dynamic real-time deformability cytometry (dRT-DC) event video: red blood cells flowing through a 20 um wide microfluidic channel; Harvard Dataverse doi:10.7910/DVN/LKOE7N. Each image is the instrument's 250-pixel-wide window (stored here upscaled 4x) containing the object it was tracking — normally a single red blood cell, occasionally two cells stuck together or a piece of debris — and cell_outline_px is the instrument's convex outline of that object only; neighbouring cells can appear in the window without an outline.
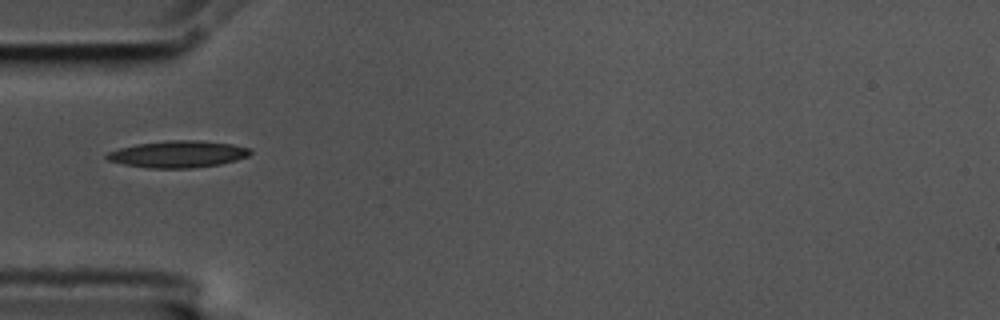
{"species": "common noctule bat (a hibernating species)", "species_latin": "Nyctalus noctula", "temperature_condition": "cold", "stored_images_in_passage": 40, "camera_frame_rate_fps": 3000, "um_per_image_px": 0.085, "animal": {"sex": "male", "body_mass_g": 17.5, "forearm_length_mm": 52.3}, "frame": {"image": 1, "passage_image": 1, "time_ms": 0.0, "image_size_px": [1000, 320], "cell_outline_px": [[252, 152], [248, 156], [236, 160], [220, 164], [192, 168], [148, 168], [124, 164], [108, 160], [104, 156], [108, 152], [120, 148], [136, 144], [168, 140], [196, 140], [232, 144], [252, 148]], "centroid_in_image_um": [15.14, 13.1], "position_along_channel_um": 69.9, "area_um2": 22.43}}
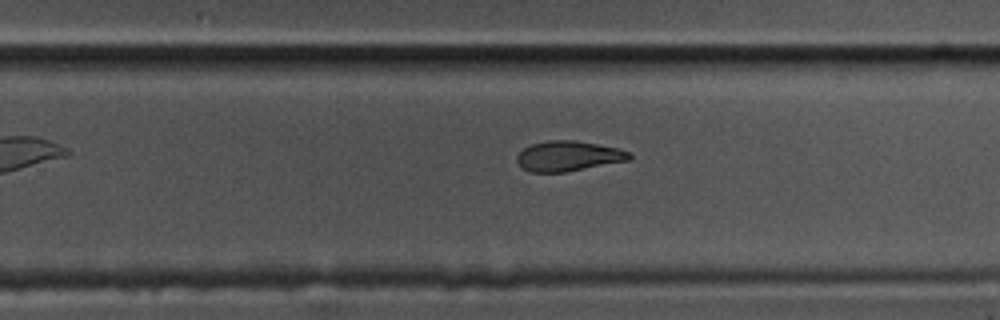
{"frame": {"image": 2, "passage_image": 19, "time_ms": 6.0, "image_size_px": [1000, 320], "cell_outline_px": [[632, 156], [628, 160], [564, 172], [528, 172], [520, 168], [516, 160], [516, 156], [524, 148], [532, 144], [548, 140], [572, 140], [596, 144], [616, 148], [628, 152]], "centroid_in_image_um": [48.22, 13.27], "position_along_channel_um": 281.6, "area_um2": 19.54}}
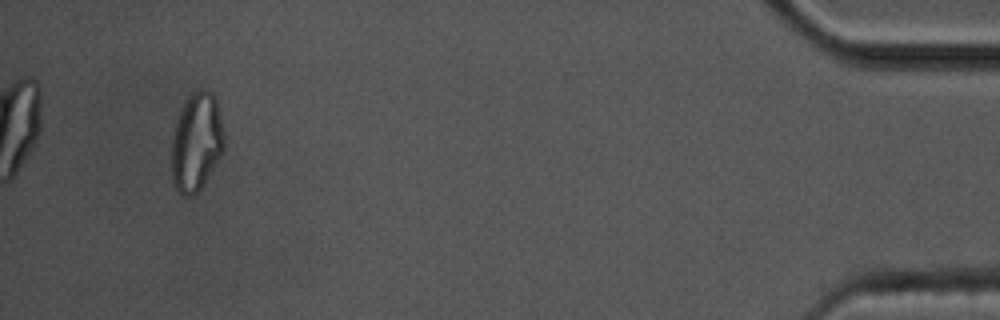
{"frame": {"image": 3, "passage_image": 37, "time_ms": 12.0, "image_size_px": [1000, 320], "cell_outline_px": [[224, 152], [200, 188], [192, 196], [184, 196], [176, 188], [172, 180], [172, 140], [176, 120], [180, 108], [188, 96], [192, 92], [200, 88], [204, 88], [212, 92], [216, 100], [224, 132]], "centroid_in_image_um": [16.7, 12.03], "position_along_channel_um": 418.5, "area_um2": 30.23}, "authors_computed_cell_mechanics": {"area_um2": 21.1548, "velocity_mm_per_s": 3.5268, "shape_relaxation_time_tau1_ms": 3.8266, "shape_relaxation_time_tau2_ms": null, "deformation_change_tau1": 0.148, "deformation_change_tau2": null}}